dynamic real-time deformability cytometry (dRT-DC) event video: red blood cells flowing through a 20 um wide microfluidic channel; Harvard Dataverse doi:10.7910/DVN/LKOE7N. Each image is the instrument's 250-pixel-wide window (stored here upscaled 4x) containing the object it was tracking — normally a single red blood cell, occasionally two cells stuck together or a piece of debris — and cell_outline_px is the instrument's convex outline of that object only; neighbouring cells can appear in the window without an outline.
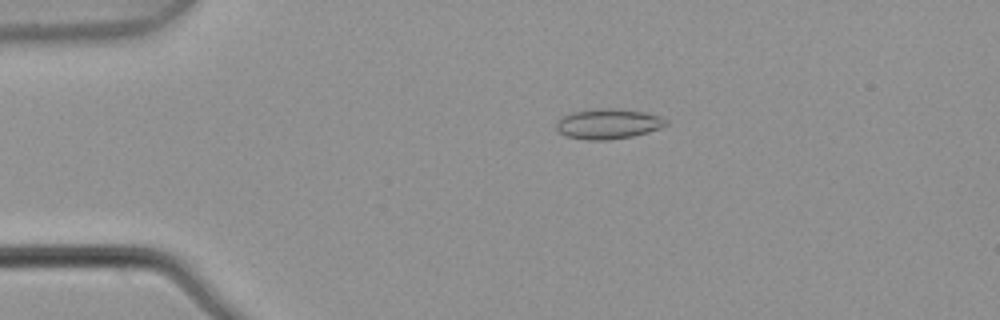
{"species": "common noctule bat (a hibernating species)", "species_latin": "Nyctalus noctula", "temperature_condition": "warm", "stored_images_in_passage": 4, "camera_frame_rate_fps": 3000, "um_per_image_px": 0.085, "animal": {"sex": "male", "body_mass_g": 21.5, "forearm_length_mm": 52.0}, "frame": {"image": 1, "passage_image": 3, "time_ms": 0.667, "image_size_px": [1000, 320], "cell_outline_px": [[668, 124], [660, 128], [648, 132], [632, 136], [604, 140], [588, 140], [568, 136], [560, 132], [556, 128], [556, 124], [564, 116], [572, 112], [608, 108], [644, 112], [660, 116], [668, 120]], "centroid_in_image_um": [51.74, 10.53], "position_along_channel_um": 33.3, "area_um2": 18.84}}